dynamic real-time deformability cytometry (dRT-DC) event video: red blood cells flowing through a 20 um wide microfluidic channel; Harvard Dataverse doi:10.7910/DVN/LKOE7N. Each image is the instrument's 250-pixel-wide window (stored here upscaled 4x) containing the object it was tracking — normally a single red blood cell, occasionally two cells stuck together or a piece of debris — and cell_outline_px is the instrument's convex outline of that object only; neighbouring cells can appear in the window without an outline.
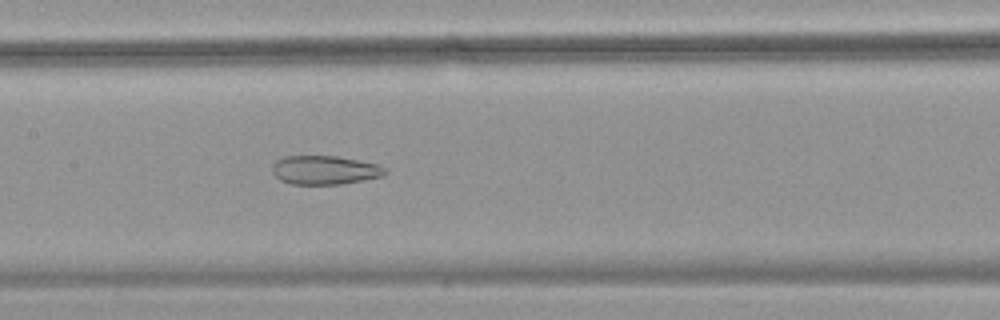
{"species": "common noctule bat (a hibernating species)", "species_latin": "Nyctalus noctula", "temperature_condition": "warm", "stored_images_in_passage": 51, "camera_frame_rate_fps": 3000, "um_per_image_px": 0.085, "animal": {"sex": "female", "body_mass_g": 18.4}, "frame": {"image": 1, "passage_image": 27, "time_ms": 8.667, "image_size_px": [1000, 320], "cell_outline_px": [[388, 172], [384, 176], [340, 184], [292, 184], [280, 180], [272, 172], [272, 164], [276, 160], [284, 156], [336, 156], [380, 164]], "centroid_in_image_um": [27.6, 14.45], "position_along_channel_um": 179.8, "area_um2": 19.02}}
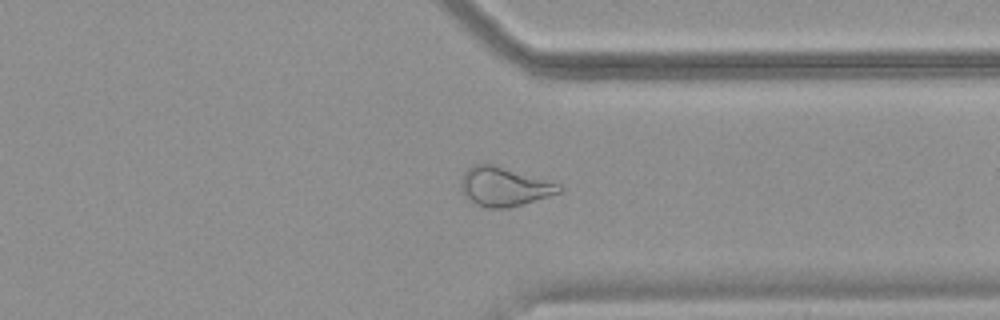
{"frame": {"image": 2, "passage_image": 42, "time_ms": 13.667, "image_size_px": [1000, 320], "cell_outline_px": [[564, 188], [560, 192], [548, 196], [508, 208], [484, 208], [468, 200], [464, 196], [460, 184], [460, 180], [464, 172], [472, 164], [496, 164], [560, 184]], "centroid_in_image_um": [42.81, 15.85], "position_along_channel_um": 368.6, "area_um2": 22.48}}
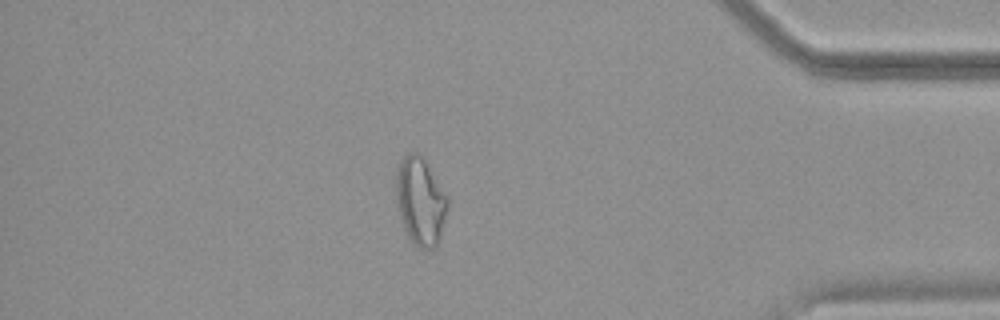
{"frame": {"image": 3, "passage_image": 47, "time_ms": 15.333, "image_size_px": [1000, 320], "cell_outline_px": [[448, 208], [440, 236], [436, 248], [416, 248], [408, 236], [404, 228], [396, 204], [396, 168], [400, 160], [408, 152], [416, 152], [428, 164], [448, 196]], "centroid_in_image_um": [35.73, 17.09], "position_along_channel_um": 399.5, "area_um2": 26.59}}